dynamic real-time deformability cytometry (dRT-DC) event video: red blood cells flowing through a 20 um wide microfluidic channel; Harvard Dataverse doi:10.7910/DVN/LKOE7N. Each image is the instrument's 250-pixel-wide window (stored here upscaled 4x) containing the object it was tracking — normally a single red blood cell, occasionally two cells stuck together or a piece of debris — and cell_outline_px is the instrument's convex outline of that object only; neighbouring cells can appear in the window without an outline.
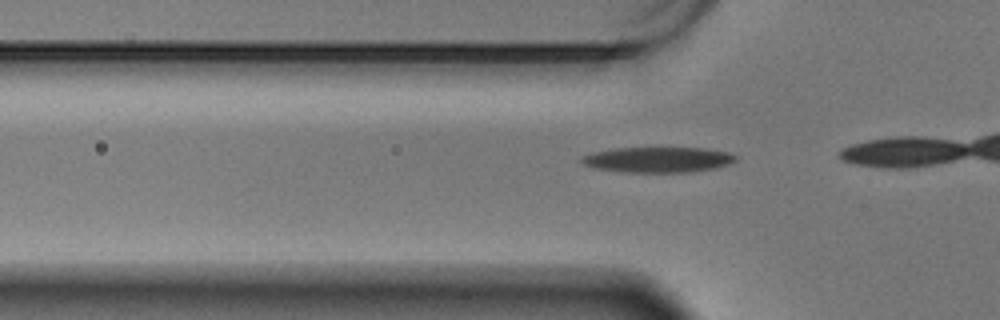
{"species": "Egyptian fruit bat (a non-hibernating species)", "species_latin": "Rousettus aegyptiacus", "temperature_condition": "warm", "stored_images_in_passage": 17, "camera_frame_rate_fps": 3000, "um_per_image_px": 0.085, "animal": {"sex": "male"}, "frame": {"image": 1, "passage_image": 14, "time_ms": 4.333, "image_size_px": [1000, 320], "cell_outline_px": [[736, 160], [728, 164], [716, 168], [692, 172], [620, 172], [592, 168], [584, 164], [580, 160], [580, 156], [596, 152], [616, 148], [708, 148], [728, 152], [736, 156]], "centroid_in_image_um": [55.92, 13.58], "position_along_channel_um": 69.9, "area_um2": 22.95}}